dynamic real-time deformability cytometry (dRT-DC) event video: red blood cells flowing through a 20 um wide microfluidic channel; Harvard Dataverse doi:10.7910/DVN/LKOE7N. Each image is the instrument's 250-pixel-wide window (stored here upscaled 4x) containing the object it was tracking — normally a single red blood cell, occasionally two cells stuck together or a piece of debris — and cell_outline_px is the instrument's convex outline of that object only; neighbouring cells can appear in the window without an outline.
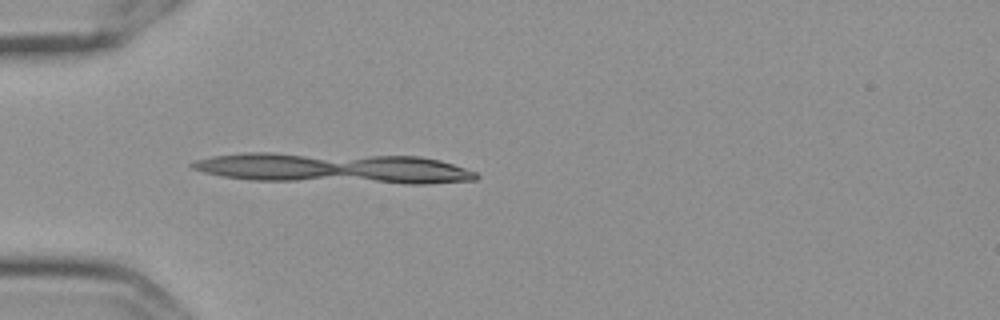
{"species": "Egyptian fruit bat (a non-hibernating species)", "species_latin": "Rousettus aegyptiacus", "temperature_condition": "cold", "stored_images_in_passage": 3, "segment_of_instrument_passage": [2, 2], "camera_frame_rate_fps": 3000, "um_per_image_px": 0.085, "frame": {"image": 1, "passage_image": 3, "time_ms": 0.667, "image_size_px": [1000, 320], "cell_outline_px": [[464, 176], [456, 180], [388, 180], [368, 176], [376, 160], [432, 160], [448, 164], [456, 168]], "centroid_in_image_um": [35.2, 14.49], "position_along_channel_um": 49.8, "area_um2": 11.73}}